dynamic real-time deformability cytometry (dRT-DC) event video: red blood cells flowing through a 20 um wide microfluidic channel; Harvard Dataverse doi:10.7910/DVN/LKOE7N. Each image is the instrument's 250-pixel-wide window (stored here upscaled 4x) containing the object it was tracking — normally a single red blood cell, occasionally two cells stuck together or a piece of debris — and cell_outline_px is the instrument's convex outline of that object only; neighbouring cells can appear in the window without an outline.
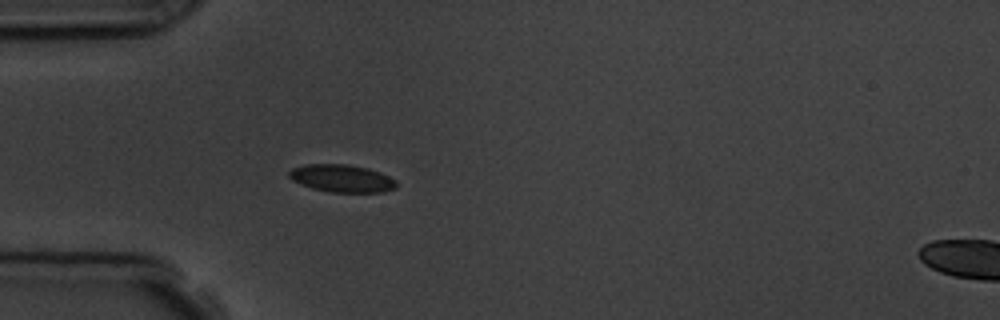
{"species": "common noctule bat (a hibernating species)", "species_latin": "Nyctalus noctula", "temperature_condition": "room temperature", "stored_images_in_passage": 4, "camera_frame_rate_fps": 3000, "um_per_image_px": 0.085, "animal": {"sex": "male", "body_mass_g": 19.5, "forearm_length_mm": 54.6}, "frame": {"image": 1, "passage_image": 4, "time_ms": 3.667, "image_size_px": [1000, 320], "cell_outline_px": [[396, 188], [384, 192], [332, 192], [312, 188], [300, 184], [292, 180], [288, 176], [288, 172], [292, 168], [304, 164], [348, 164], [368, 168], [380, 172], [396, 180]], "centroid_in_image_um": [29.04, 15.15], "position_along_channel_um": 56.0, "area_um2": 17.34}}